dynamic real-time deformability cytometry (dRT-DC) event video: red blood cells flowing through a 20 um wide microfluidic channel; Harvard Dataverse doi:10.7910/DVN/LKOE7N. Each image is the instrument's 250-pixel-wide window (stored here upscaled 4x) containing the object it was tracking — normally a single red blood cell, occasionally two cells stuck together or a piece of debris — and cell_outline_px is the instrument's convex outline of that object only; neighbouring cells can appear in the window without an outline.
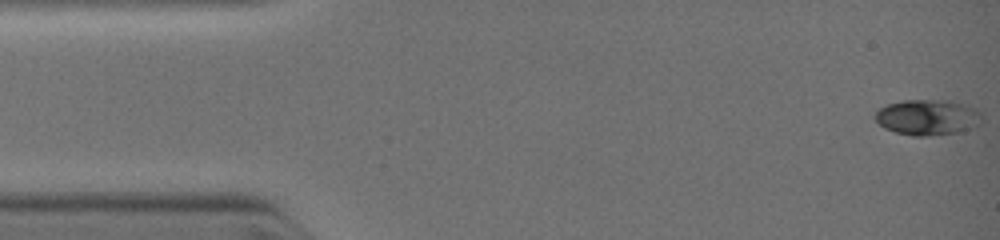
{"species": "common noctule bat (a hibernating species)", "species_latin": "Nyctalus noctula", "temperature_condition": "warm", "stored_images_in_passage": 23, "camera_frame_rate_fps": 3000, "um_per_image_px": 0.085, "animal": {"sex": "female", "body_mass_g": 19.0, "forearm_length_mm": 51.5}, "frame": {"image": 1, "passage_image": 1, "time_ms": 0.0, "image_size_px": [1000, 240], "cell_outline_px": [[980, 112], [964, 128], [952, 132], [920, 136], [896, 132], [880, 124], [876, 120], [876, 112], [884, 104], [900, 100], [948, 100], [968, 104], [976, 108]], "centroid_in_image_um": [78.69, 9.9], "position_along_channel_um": 6.3, "area_um2": 20.92}}
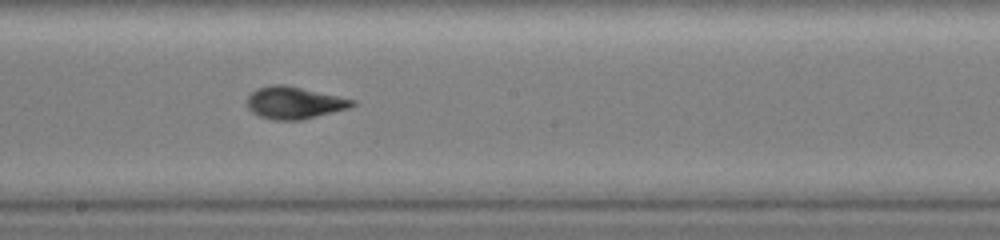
{"frame": {"image": 2, "passage_image": 13, "time_ms": 6.333, "image_size_px": [1000, 240], "cell_outline_px": [[356, 104], [348, 108], [300, 120], [272, 120], [260, 116], [252, 112], [248, 108], [248, 96], [256, 88], [272, 84], [284, 84], [356, 100]], "centroid_in_image_um": [24.99, 8.73], "position_along_channel_um": 223.2, "area_um2": 19.54}}
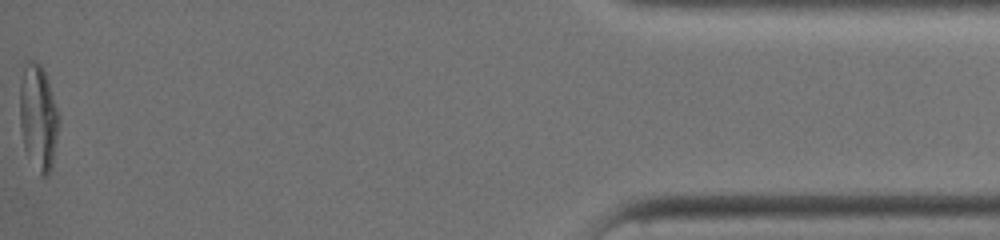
{"frame": {"image": 3, "passage_image": 23, "time_ms": 12.0, "image_size_px": [1000, 240], "cell_outline_px": [[60, 120], [52, 164], [48, 176], [40, 176], [24, 148], [20, 128], [20, 84], [24, 64], [32, 60], [36, 60], [40, 64], [48, 80], [60, 116]], "centroid_in_image_um": [3.25, 9.97], "position_along_channel_um": 431.9, "area_um2": 24.1}}